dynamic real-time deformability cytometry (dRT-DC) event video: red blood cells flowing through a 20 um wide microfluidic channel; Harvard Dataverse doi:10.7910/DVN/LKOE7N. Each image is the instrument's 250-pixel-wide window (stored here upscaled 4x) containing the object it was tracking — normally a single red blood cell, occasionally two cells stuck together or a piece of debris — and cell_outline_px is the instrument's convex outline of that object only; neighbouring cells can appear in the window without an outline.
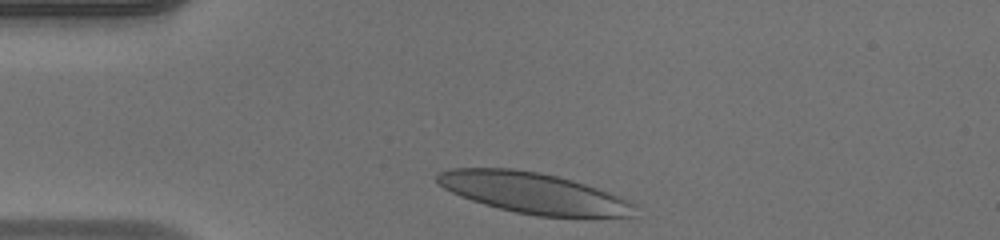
{"species": "human", "species_latin": "Homo sapiens", "temperature_condition": "warm", "stored_images_in_passage": 31, "camera_frame_rate_fps": 3000, "um_per_image_px": 0.085, "donor": {"sex": "male"}, "frame": {"image": 1, "passage_image": 1, "time_ms": 0.0, "image_size_px": [1000, 240], "cell_outline_px": [[636, 216], [592, 220], [536, 216], [516, 212], [484, 204], [460, 196], [444, 188], [436, 180], [436, 176], [440, 172], [452, 168], [512, 168], [540, 172], [572, 180], [632, 200], [636, 204]], "centroid_in_image_um": [45.5, 16.46], "position_along_channel_um": 39.5, "area_um2": 48.15}}
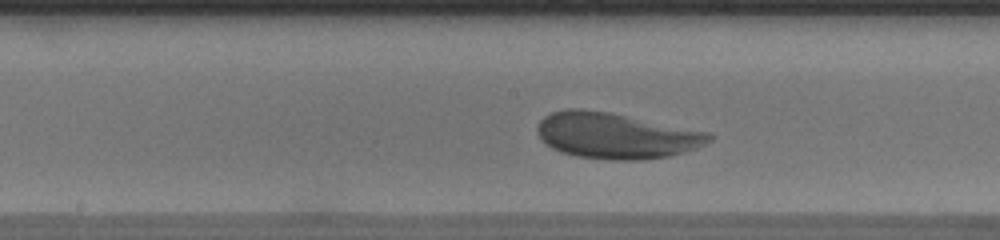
{"frame": {"image": 2, "passage_image": 15, "time_ms": 4.667, "image_size_px": [1000, 240], "cell_outline_px": [[716, 136], [712, 140], [696, 148], [684, 152], [668, 156], [644, 160], [608, 160], [576, 156], [560, 152], [544, 144], [536, 132], [536, 128], [540, 120], [544, 116], [552, 112], [568, 108], [580, 108], [608, 112], [708, 132]], "centroid_in_image_um": [52.31, 11.54], "position_along_channel_um": 195.9, "area_um2": 46.07}}
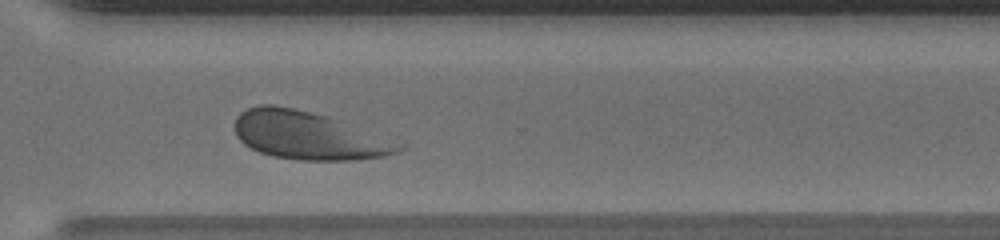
{"frame": {"image": 3, "passage_image": 26, "time_ms": 8.333, "image_size_px": [1000, 240], "cell_outline_px": [[408, 144], [400, 152], [384, 156], [352, 160], [300, 160], [272, 156], [260, 152], [244, 144], [236, 136], [236, 116], [240, 112], [248, 108], [260, 104], [276, 104], [328, 116]], "centroid_in_image_um": [26.26, 11.52], "position_along_channel_um": 344.3, "area_um2": 46.18}, "authors_computed_cell_mechanics": {"area_um2": 45.6042, "velocity_mm_per_s": 4.0477, "shape_relaxation_time_tau1_ms": 2.2792, "shape_relaxation_time_tau2_ms": 1.8459, "deformation_change_tau1": 0.1133, "deformation_change_tau2": 0.0773}}